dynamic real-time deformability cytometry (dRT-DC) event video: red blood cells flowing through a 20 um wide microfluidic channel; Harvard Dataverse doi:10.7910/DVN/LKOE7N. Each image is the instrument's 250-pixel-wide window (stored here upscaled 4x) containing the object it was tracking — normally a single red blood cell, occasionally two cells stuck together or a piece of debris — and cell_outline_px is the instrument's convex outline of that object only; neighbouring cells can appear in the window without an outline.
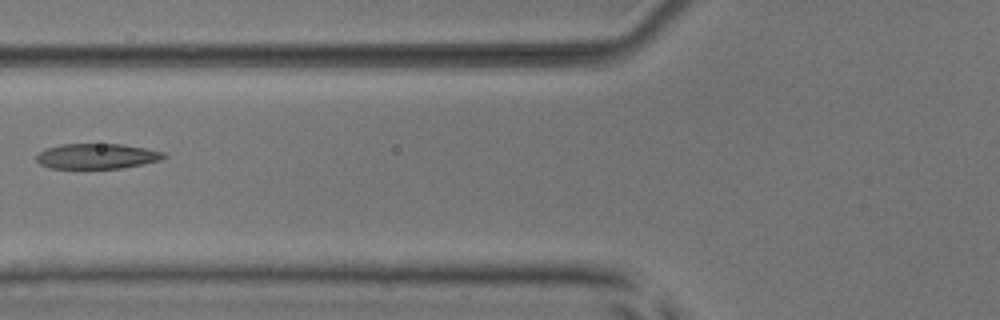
{"species": "common noctule bat (a hibernating species)", "species_latin": "Nyctalus noctula", "temperature_condition": "room temperature", "stored_images_in_passage": 6, "camera_frame_rate_fps": 3000, "um_per_image_px": 0.085, "animal": {"sex": "male", "body_mass_g": 17.9, "forearm_length_mm": 54.2}, "frame": {"image": 1, "passage_image": 6, "time_ms": 5.667, "image_size_px": [1000, 320], "cell_outline_px": [[168, 156], [160, 160], [120, 168], [48, 168], [40, 164], [36, 160], [36, 156], [40, 152], [48, 148], [60, 144], [124, 144], [148, 148], [164, 152]], "centroid_in_image_um": [8.25, 13.27], "position_along_channel_um": 117.5, "area_um2": 18.73}}